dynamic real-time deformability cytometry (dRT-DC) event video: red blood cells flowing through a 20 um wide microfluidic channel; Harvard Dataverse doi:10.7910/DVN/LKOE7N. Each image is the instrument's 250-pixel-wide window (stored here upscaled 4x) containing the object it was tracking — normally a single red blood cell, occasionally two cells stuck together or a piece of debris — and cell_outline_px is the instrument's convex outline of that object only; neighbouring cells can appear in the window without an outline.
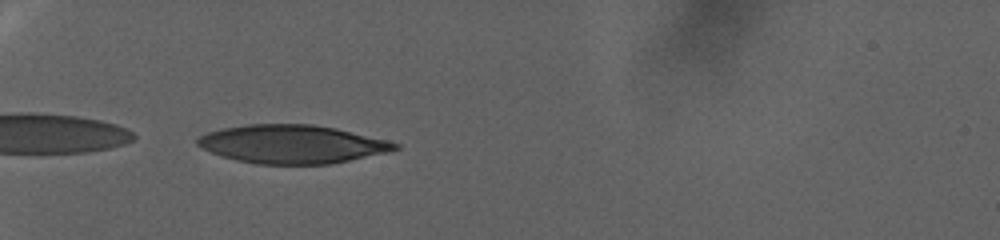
{"species": "human", "species_latin": "Homo sapiens", "temperature_condition": "warm", "stored_images_in_passage": 59, "camera_frame_rate_fps": 3000, "um_per_image_px": 0.085, "donor": {"sex": "female"}, "frame": {"image": 1, "passage_image": 1, "time_ms": 0.0, "image_size_px": [1000, 240], "cell_outline_px": [[400, 148], [388, 152], [328, 164], [256, 164], [236, 160], [212, 152], [196, 144], [196, 136], [208, 132], [224, 128], [248, 124], [312, 124], [336, 128], [388, 140], [400, 144]], "centroid_in_image_um": [24.83, 12.24], "position_along_channel_um": 60.2, "area_um2": 44.04}}
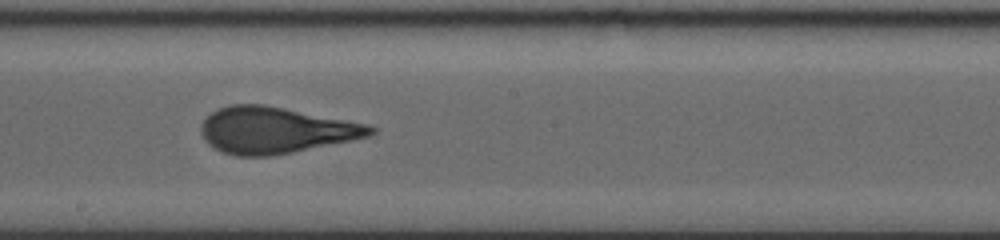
{"frame": {"image": 2, "passage_image": 25, "time_ms": 8.0, "image_size_px": [1000, 240], "cell_outline_px": [[376, 132], [368, 136], [352, 140], [292, 152], [268, 156], [236, 156], [224, 152], [208, 144], [204, 140], [200, 132], [200, 124], [212, 112], [220, 108], [232, 104], [264, 104], [368, 124], [376, 128]], "centroid_in_image_um": [23.4, 11.06], "position_along_channel_um": 224.8, "area_um2": 45.49}}
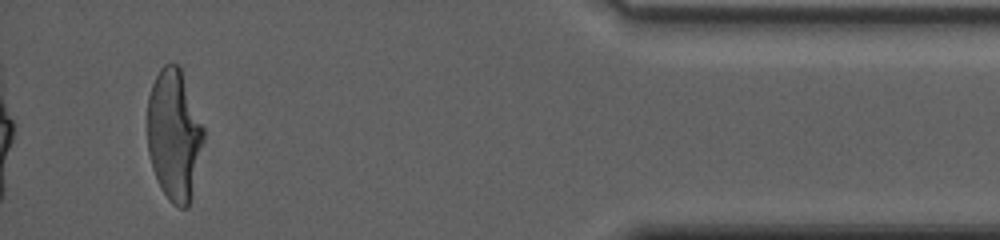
{"frame": {"image": 3, "passage_image": 55, "time_ms": 18.0, "image_size_px": [1000, 240], "cell_outline_px": [[204, 136], [192, 196], [188, 208], [180, 208], [172, 204], [168, 200], [160, 188], [156, 180], [152, 168], [148, 152], [148, 96], [152, 84], [160, 68], [164, 64], [180, 64], [204, 128]], "centroid_in_image_um": [14.8, 11.47], "position_along_channel_um": 420.4, "area_um2": 43.23}, "authors_computed_cell_mechanics": {"area_um2": 44.6794, "velocity_mm_per_s": 2.3878, "shape_relaxation_time_tau1_ms": 11.1543, "shape_relaxation_time_tau2_ms": 1.2827, "deformation_change_tau1": 0.2849, "deformation_change_tau2": 0.0987}}